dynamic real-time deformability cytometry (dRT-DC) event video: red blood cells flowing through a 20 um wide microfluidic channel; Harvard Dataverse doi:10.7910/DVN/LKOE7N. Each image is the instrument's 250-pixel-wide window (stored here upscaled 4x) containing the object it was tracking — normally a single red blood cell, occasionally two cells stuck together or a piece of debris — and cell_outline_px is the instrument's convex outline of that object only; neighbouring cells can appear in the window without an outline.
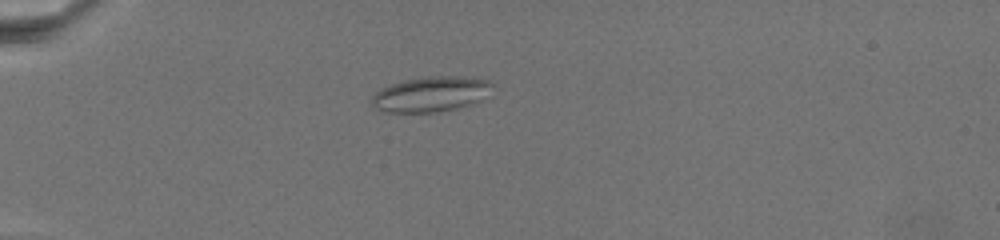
{"species": "common noctule bat (a hibernating species)", "species_latin": "Nyctalus noctula", "temperature_condition": "warm", "stored_images_in_passage": 44, "camera_frame_rate_fps": 3000, "um_per_image_px": 0.085, "animal": {"sex": "female", "body_mass_g": 19.5, "forearm_length_mm": 54.1}, "frame": {"image": 1, "passage_image": 1, "time_ms": 0.0, "image_size_px": [1000, 240], "cell_outline_px": [[492, 84], [476, 104], [436, 112], [384, 112], [376, 108], [372, 104], [372, 96], [380, 88], [404, 80], [428, 76], [456, 76], [488, 80]], "centroid_in_image_um": [36.57, 8.01], "position_along_channel_um": 48.4, "area_um2": 24.39}}
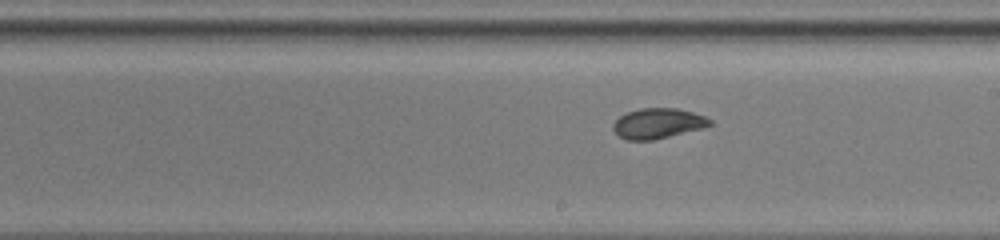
{"frame": {"image": 2, "passage_image": 20, "time_ms": 7.667, "image_size_px": [1000, 240], "cell_outline_px": [[712, 124], [704, 128], [652, 140], [628, 140], [620, 136], [612, 128], [612, 124], [620, 116], [628, 112], [640, 108], [676, 108], [692, 112], [704, 116], [712, 120]], "centroid_in_image_um": [55.93, 10.48], "position_along_channel_um": 233.1, "area_um2": 16.94}}
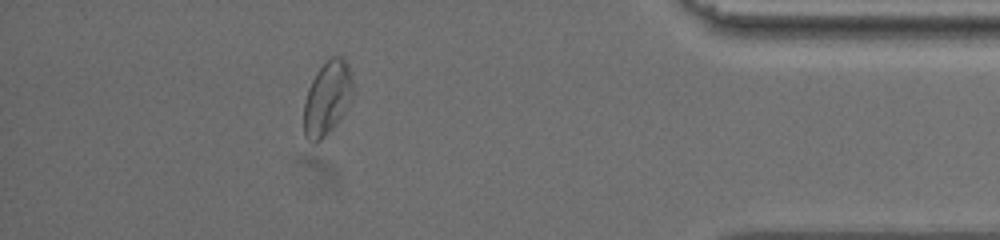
{"frame": {"image": 3, "passage_image": 39, "time_ms": 15.0, "image_size_px": [1000, 240], "cell_outline_px": [[352, 100], [348, 108], [336, 124], [316, 144], [312, 144], [304, 136], [304, 100], [308, 88], [316, 72], [328, 56], [344, 56], [348, 64], [352, 80]], "centroid_in_image_um": [27.81, 8.33], "position_along_channel_um": 407.4, "area_um2": 21.5}}